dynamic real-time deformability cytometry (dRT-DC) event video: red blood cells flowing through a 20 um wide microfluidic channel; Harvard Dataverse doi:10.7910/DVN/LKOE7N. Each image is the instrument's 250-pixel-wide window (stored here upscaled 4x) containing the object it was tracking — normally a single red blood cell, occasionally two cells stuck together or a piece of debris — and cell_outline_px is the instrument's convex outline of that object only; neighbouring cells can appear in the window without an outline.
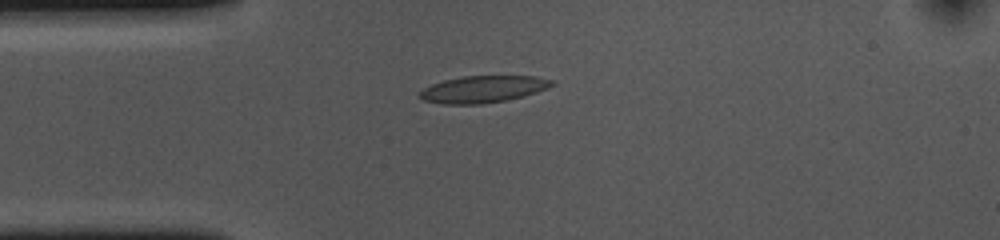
{"species": "common noctule bat (a hibernating species)", "species_latin": "Nyctalus noctula", "temperature_condition": "cold", "stored_images_in_passage": 42, "camera_frame_rate_fps": 3000, "um_per_image_px": 0.085, "animal": {"sex": "female", "body_mass_g": 10.0, "forearm_length_mm": 53.1}, "frame": {"image": 1, "passage_image": 1, "time_ms": 0.0, "image_size_px": [1000, 240], "cell_outline_px": [[556, 84], [548, 88], [524, 96], [504, 100], [480, 104], [444, 104], [424, 100], [416, 96], [424, 88], [432, 84], [444, 80], [464, 76], [536, 76], [556, 80]], "centroid_in_image_um": [41.09, 7.57], "position_along_channel_um": 43.9, "area_um2": 20.75}}
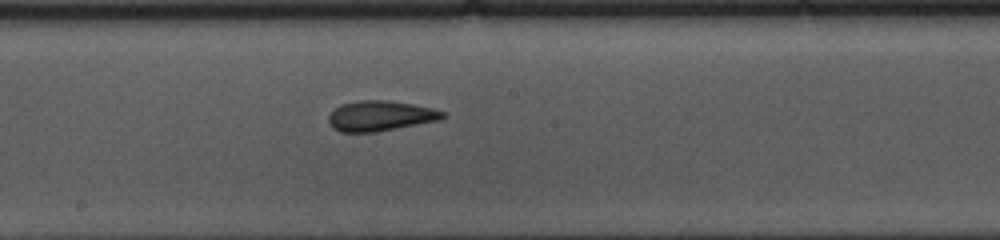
{"frame": {"image": 2, "passage_image": 16, "time_ms": 5.0, "image_size_px": [1000, 240], "cell_outline_px": [[444, 116], [440, 120], [376, 132], [340, 132], [332, 128], [328, 120], [328, 116], [340, 104], [356, 100], [388, 100], [412, 104], [432, 108], [444, 112]], "centroid_in_image_um": [32.29, 9.85], "position_along_channel_um": 215.9, "area_um2": 20.11}}
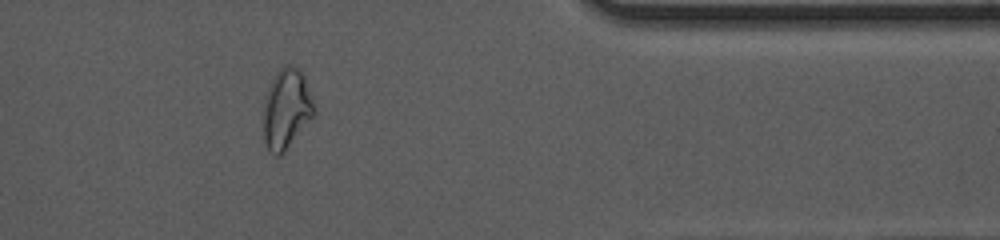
{"frame": {"image": 3, "passage_image": 32, "time_ms": 10.333, "image_size_px": [1000, 240], "cell_outline_px": [[316, 112], [284, 152], [280, 156], [276, 156], [268, 148], [264, 140], [264, 96], [276, 72], [284, 64], [288, 64], [296, 68], [304, 76], [312, 96], [316, 108]], "centroid_in_image_um": [24.35, 9.23], "position_along_channel_um": 387.1, "area_um2": 23.47}, "authors_computed_cell_mechanics": {"area_um2": 20.3745, "velocity_mm_per_s": 3.671, "shape_relaxation_time_tau1_ms": 5.3992, "shape_relaxation_time_tau2_ms": 1.8023, "deformation_change_tau1": 0.1592, "deformation_change_tau2": 0.088}}